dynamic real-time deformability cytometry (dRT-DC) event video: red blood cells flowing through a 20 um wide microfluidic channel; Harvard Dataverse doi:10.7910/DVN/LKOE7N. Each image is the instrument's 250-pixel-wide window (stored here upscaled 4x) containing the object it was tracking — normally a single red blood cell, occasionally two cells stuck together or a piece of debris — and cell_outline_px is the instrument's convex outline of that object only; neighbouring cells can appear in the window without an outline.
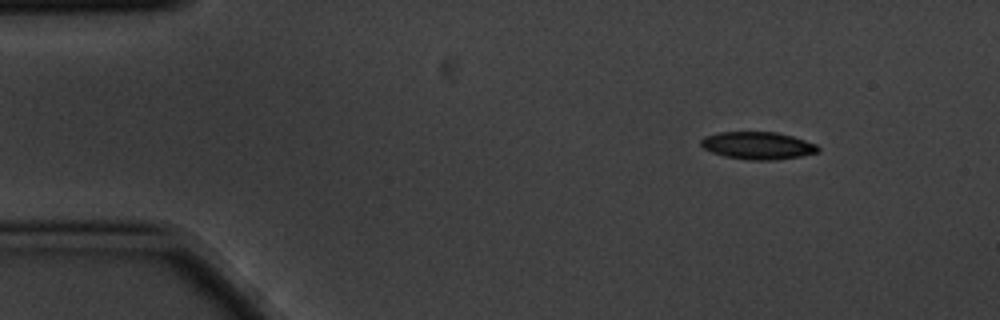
{"species": "common noctule bat (a hibernating species)", "species_latin": "Nyctalus noctula", "temperature_condition": "cold", "stored_images_in_passage": 6, "camera_frame_rate_fps": 3000, "um_per_image_px": 0.085, "animal": {"sex": "male", "body_mass_g": 20.1, "forearm_length_mm": 53.5}, "frame": {"image": 1, "passage_image": 1, "time_ms": 0.0, "image_size_px": [1000, 320], "cell_outline_px": [[820, 152], [800, 156], [772, 160], [748, 160], [724, 156], [712, 152], [704, 148], [700, 144], [700, 140], [704, 136], [720, 132], [776, 132], [792, 136], [816, 144], [820, 148]], "centroid_in_image_um": [64.41, 12.37], "position_along_channel_um": 20.6, "area_um2": 18.73}}
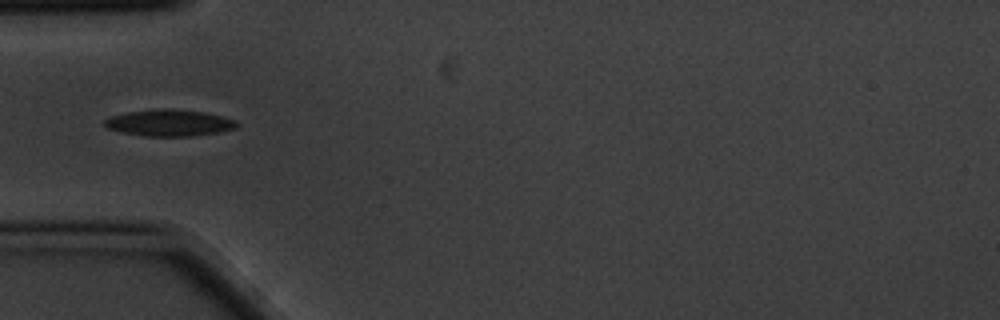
{"frame": {"image": 2, "passage_image": 4, "time_ms": 1.0, "image_size_px": [1000, 320], "cell_outline_px": [[236, 128], [220, 132], [192, 136], [144, 136], [120, 132], [108, 128], [100, 124], [104, 120], [112, 116], [128, 112], [160, 108], [168, 108], [204, 112], [236, 120]], "centroid_in_image_um": [14.34, 10.44], "position_along_channel_um": 70.7, "area_um2": 20.46}}